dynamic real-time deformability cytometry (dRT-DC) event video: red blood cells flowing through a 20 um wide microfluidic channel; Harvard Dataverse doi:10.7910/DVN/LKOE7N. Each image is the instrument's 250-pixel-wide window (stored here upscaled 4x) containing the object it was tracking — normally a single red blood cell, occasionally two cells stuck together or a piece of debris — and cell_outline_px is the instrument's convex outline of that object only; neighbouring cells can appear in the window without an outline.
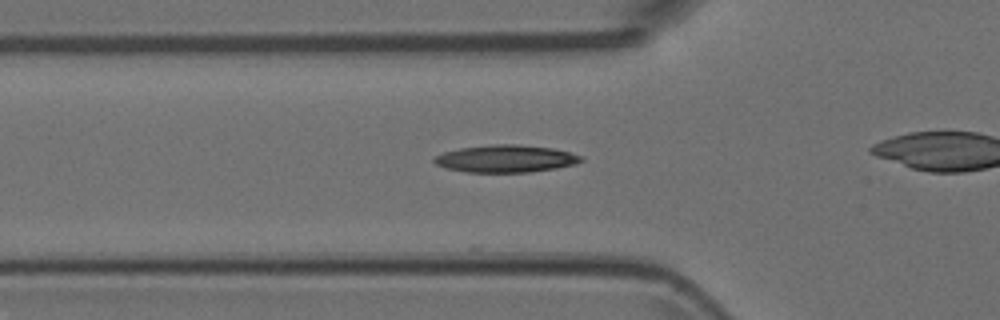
{"species": "Egyptian fruit bat (a non-hibernating species)", "species_latin": "Rousettus aegyptiacus", "temperature_condition": "room temperature", "stored_images_in_passage": 10, "camera_frame_rate_fps": 3000, "um_per_image_px": 0.085, "animal": {"sex": "female"}, "frame": {"image": 1, "passage_image": 2, "time_ms": 0.333, "image_size_px": [1000, 320], "cell_outline_px": [[584, 160], [576, 164], [556, 168], [528, 172], [464, 172], [444, 168], [436, 164], [432, 160], [436, 156], [444, 152], [460, 148], [492, 144], [516, 144], [552, 148], [584, 156]], "centroid_in_image_um": [42.99, 13.49], "position_along_channel_um": 82.8, "area_um2": 23.47}}
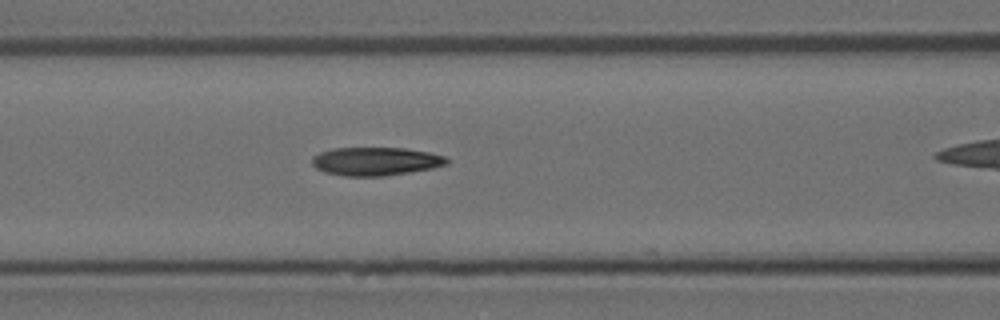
{"frame": {"image": 2, "passage_image": 6, "time_ms": 1.667, "image_size_px": [1000, 320], "cell_outline_px": [[448, 164], [432, 168], [384, 176], [344, 176], [324, 172], [316, 168], [312, 164], [312, 156], [320, 152], [332, 148], [404, 148], [428, 152], [444, 156], [448, 160]], "centroid_in_image_um": [31.89, 13.71], "position_along_channel_um": 134.7, "area_um2": 22.2}}
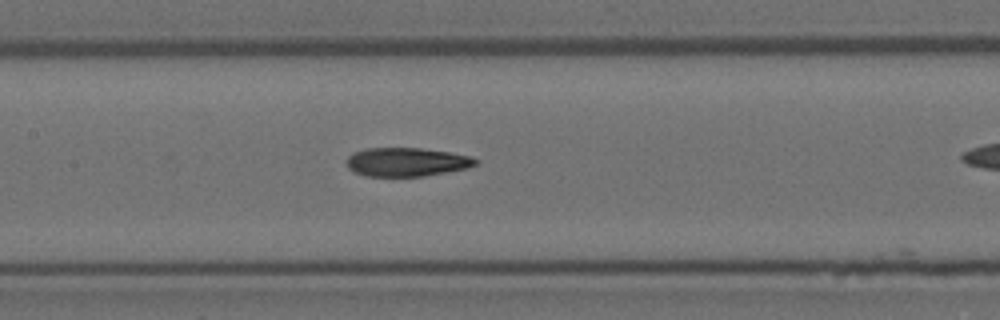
{"frame": {"image": 3, "passage_image": 9, "time_ms": 2.667, "image_size_px": [1000, 320], "cell_outline_px": [[480, 160], [476, 164], [468, 168], [424, 176], [364, 176], [348, 168], [348, 156], [352, 152], [364, 148], [420, 148], [448, 152], [472, 156]], "centroid_in_image_um": [34.58, 13.76], "position_along_channel_um": 172.8, "area_um2": 21.62}}